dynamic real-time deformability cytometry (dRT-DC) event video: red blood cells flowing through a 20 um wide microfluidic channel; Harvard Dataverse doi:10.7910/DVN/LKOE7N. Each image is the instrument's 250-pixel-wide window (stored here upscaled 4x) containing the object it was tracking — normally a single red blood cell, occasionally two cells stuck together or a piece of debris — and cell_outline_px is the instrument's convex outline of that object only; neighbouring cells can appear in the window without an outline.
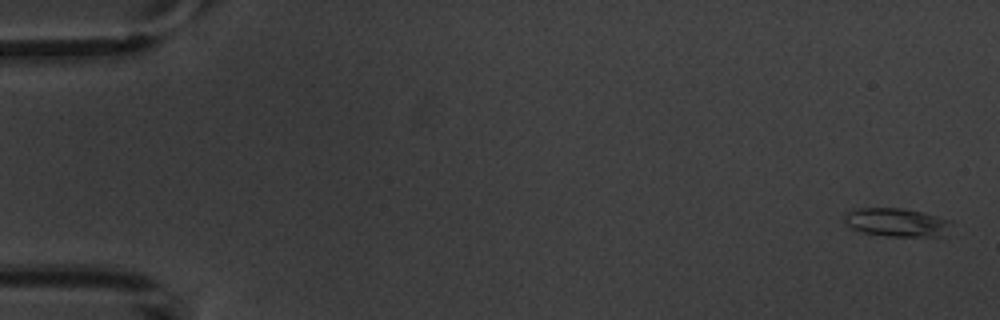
{"species": "common noctule bat (a hibernating species)", "species_latin": "Nyctalus noctula", "temperature_condition": "warm", "stored_images_in_passage": 5, "camera_frame_rate_fps": 3000, "um_per_image_px": 0.085, "animal": {"sex": "male", "body_mass_g": 20.1, "forearm_length_mm": 53.5}, "frame": {"image": 1, "passage_image": 1, "time_ms": 0.0, "image_size_px": [1000, 320], "cell_outline_px": [[952, 220], [944, 236], [888, 236], [864, 232], [852, 228], [844, 220], [844, 212], [860, 208], [904, 208]], "centroid_in_image_um": [76.2, 18.89], "position_along_channel_um": 8.8, "area_um2": 17.51}}
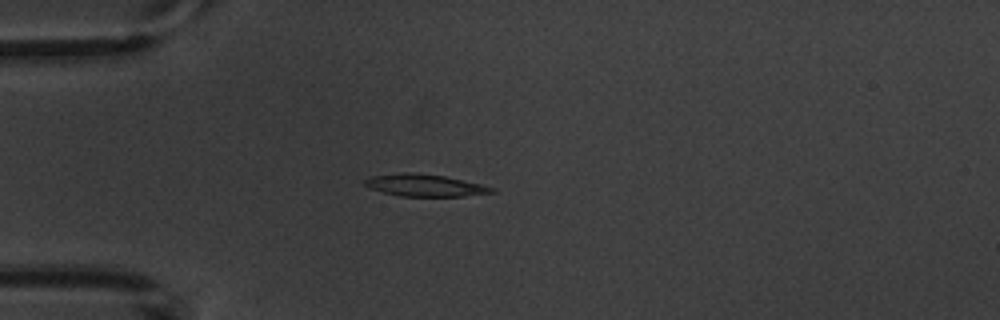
{"frame": {"image": 2, "passage_image": 5, "time_ms": 4.667, "image_size_px": [1000, 320], "cell_outline_px": [[496, 192], [464, 196], [400, 196], [368, 188], [364, 184], [364, 180], [368, 176], [404, 172], [412, 172], [444, 176], [480, 184], [496, 188]], "centroid_in_image_um": [36.08, 15.75], "position_along_channel_um": 48.9, "area_um2": 16.36}}